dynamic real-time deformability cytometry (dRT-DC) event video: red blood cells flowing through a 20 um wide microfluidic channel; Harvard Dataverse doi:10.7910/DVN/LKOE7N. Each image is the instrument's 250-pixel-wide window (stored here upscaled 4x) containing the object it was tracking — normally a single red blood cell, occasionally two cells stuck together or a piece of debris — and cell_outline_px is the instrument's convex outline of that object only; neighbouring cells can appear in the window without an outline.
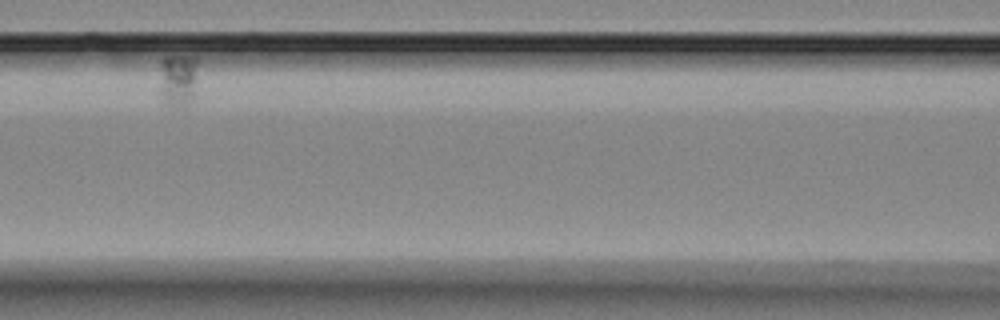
{"species": "Egyptian fruit bat (a non-hibernating species)", "species_latin": "Rousettus aegyptiacus", "temperature_condition": "room temperature", "stored_images_in_passage": 7, "segment_of_instrument_passage": [2, 2], "camera_frame_rate_fps": 3000, "um_per_image_px": 0.085, "animal": {"sex": "female"}, "frame": {"image": 1, "passage_image": 6, "time_ms": 7.333, "image_size_px": [1000, 320], "cell_outline_px": [[196, 64], [192, 100], [184, 104], [168, 104], [164, 100], [160, 64], [160, 60], [164, 56], [196, 56]], "centroid_in_image_um": [15.13, 6.68], "position_along_channel_um": 151.5, "area_um2": 10.98}}